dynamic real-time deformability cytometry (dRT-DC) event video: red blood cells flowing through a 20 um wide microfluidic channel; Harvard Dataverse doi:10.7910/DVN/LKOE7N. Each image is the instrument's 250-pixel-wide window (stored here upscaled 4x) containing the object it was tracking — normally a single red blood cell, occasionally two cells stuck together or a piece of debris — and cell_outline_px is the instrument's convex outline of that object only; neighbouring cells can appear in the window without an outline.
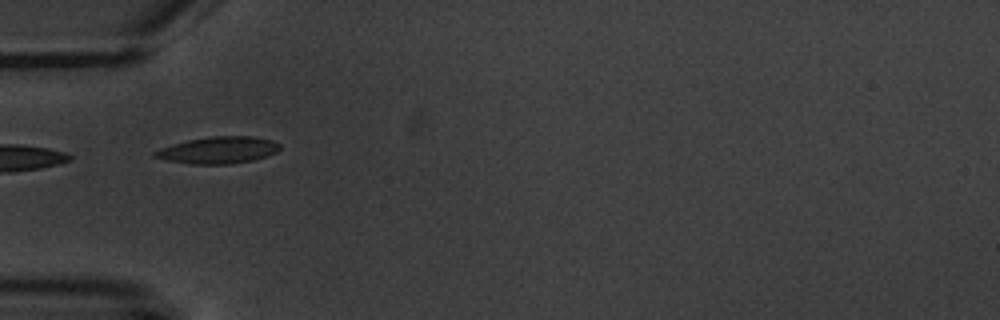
{"species": "common noctule bat (a hibernating species)", "species_latin": "Nyctalus noctula", "temperature_condition": "warm", "stored_images_in_passage": 15, "camera_frame_rate_fps": 3000, "um_per_image_px": 0.085, "animal": {"sex": "male", "body_mass_g": 20.1, "forearm_length_mm": 53.5}, "frame": {"image": 1, "passage_image": 5, "time_ms": 5.667, "image_size_px": [1000, 320], "cell_outline_px": [[280, 148], [276, 152], [252, 160], [228, 164], [192, 164], [164, 160], [152, 156], [152, 152], [160, 148], [172, 144], [188, 140], [212, 136], [252, 136], [272, 140], [280, 144]], "centroid_in_image_um": [18.51, 12.76], "position_along_channel_um": 66.5, "area_um2": 19.48}}
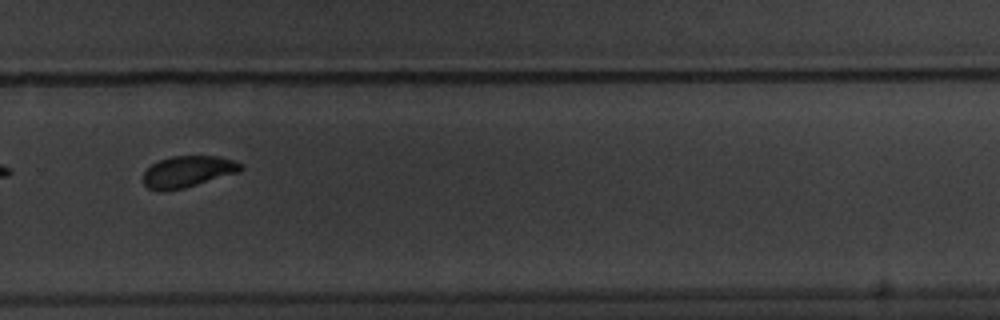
{"frame": {"image": 2, "passage_image": 11, "time_ms": 12.667, "image_size_px": [1000, 320], "cell_outline_px": [[244, 168], [240, 172], [184, 188], [164, 192], [160, 192], [148, 188], [144, 184], [144, 172], [152, 164], [160, 160], [172, 156], [220, 156], [244, 164]], "centroid_in_image_um": [15.99, 14.59], "position_along_channel_um": 313.8, "area_um2": 17.98}}
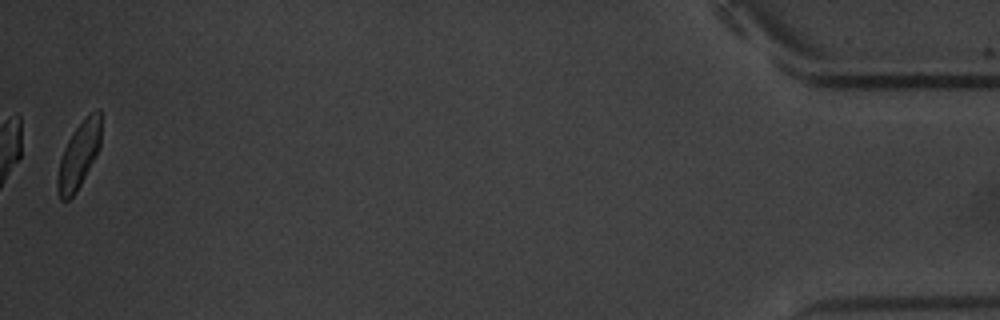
{"frame": {"image": 3, "passage_image": 15, "time_ms": 18.333, "image_size_px": [1000, 320], "cell_outline_px": [[100, 148], [96, 156], [76, 192], [68, 200], [60, 200], [56, 188], [56, 180], [60, 160], [64, 148], [72, 132], [96, 108], [100, 108]], "centroid_in_image_um": [6.68, 13.23], "position_along_channel_um": 428.5, "area_um2": 16.65}, "authors_computed_cell_mechanics": {"area_um2": 18.9584, "velocity_mm_per_s": 3.5531, "shape_relaxation_time_tau1_ms": 2.3047, "shape_relaxation_time_tau2_ms": 2.0989, "deformation_change_tau1": 0.093, "deformation_change_tau2": 0.05}}